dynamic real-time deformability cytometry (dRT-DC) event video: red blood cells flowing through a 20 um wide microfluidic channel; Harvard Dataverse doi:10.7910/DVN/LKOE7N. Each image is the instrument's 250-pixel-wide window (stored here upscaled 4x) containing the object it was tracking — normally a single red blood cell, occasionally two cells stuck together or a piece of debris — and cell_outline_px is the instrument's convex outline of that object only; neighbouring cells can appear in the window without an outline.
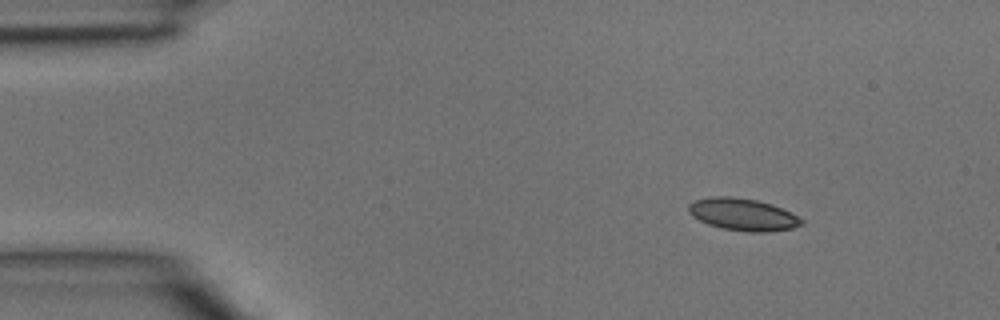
{"species": "common noctule bat (a hibernating species)", "species_latin": "Nyctalus noctula", "temperature_condition": "room temperature", "stored_images_in_passage": 3, "camera_frame_rate_fps": 3000, "um_per_image_px": 0.085, "animal": {"sex": "male", "body_mass_g": 15.6}, "frame": {"image": 1, "passage_image": 1, "time_ms": 0.0, "image_size_px": [1000, 320], "cell_outline_px": [[804, 224], [792, 228], [768, 232], [748, 232], [724, 228], [708, 224], [692, 216], [688, 212], [688, 204], [692, 200], [712, 196], [732, 196], [756, 200], [772, 204], [792, 212], [804, 220]], "centroid_in_image_um": [63.15, 18.22], "position_along_channel_um": 21.9, "area_um2": 21.39}}
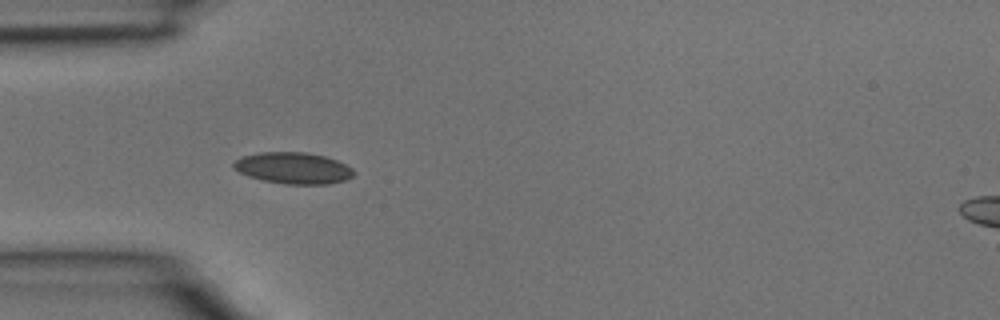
{"frame": {"image": 2, "passage_image": 3, "time_ms": 0.667, "image_size_px": [1000, 320], "cell_outline_px": [[356, 172], [352, 176], [344, 180], [328, 184], [284, 184], [264, 180], [248, 176], [232, 168], [232, 164], [240, 156], [260, 152], [304, 152], [324, 156], [336, 160], [352, 168]], "centroid_in_image_um": [24.9, 14.28], "position_along_channel_um": 60.1, "area_um2": 21.96}}